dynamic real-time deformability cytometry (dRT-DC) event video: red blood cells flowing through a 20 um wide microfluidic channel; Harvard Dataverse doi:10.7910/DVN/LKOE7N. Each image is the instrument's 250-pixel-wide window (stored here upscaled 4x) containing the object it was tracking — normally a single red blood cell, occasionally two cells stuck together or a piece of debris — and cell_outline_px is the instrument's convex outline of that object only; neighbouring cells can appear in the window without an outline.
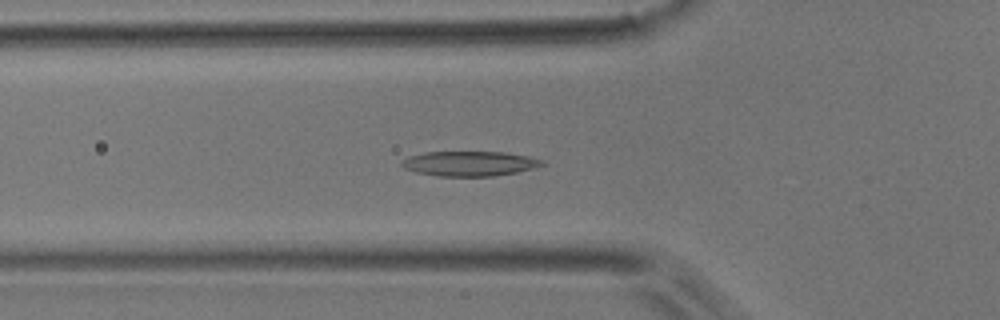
{"species": "common noctule bat (a hibernating species)", "species_latin": "Nyctalus noctula", "temperature_condition": "room temperature", "stored_images_in_passage": 43, "camera_frame_rate_fps": 3000, "um_per_image_px": 0.085, "animal": {"sex": "male", "body_mass_g": 17.9}, "frame": {"image": 1, "passage_image": 9, "time_ms": 2.667, "image_size_px": [1000, 320], "cell_outline_px": [[548, 164], [516, 172], [492, 176], [436, 176], [416, 172], [404, 168], [400, 164], [408, 156], [424, 152], [504, 152], [528, 156], [544, 160]], "centroid_in_image_um": [39.92, 13.9], "position_along_channel_um": 85.9, "area_um2": 20.35}}
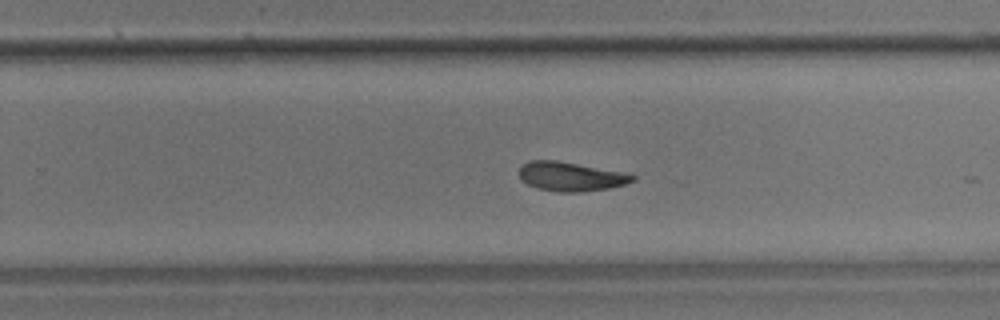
{"frame": {"image": 2, "passage_image": 24, "time_ms": 7.667, "image_size_px": [1000, 320], "cell_outline_px": [[636, 180], [624, 184], [608, 188], [580, 192], [560, 192], [536, 188], [520, 180], [520, 168], [528, 160], [556, 160], [620, 172], [636, 176]], "centroid_in_image_um": [48.47, 15.01], "position_along_channel_um": 281.3, "area_um2": 18.96}}
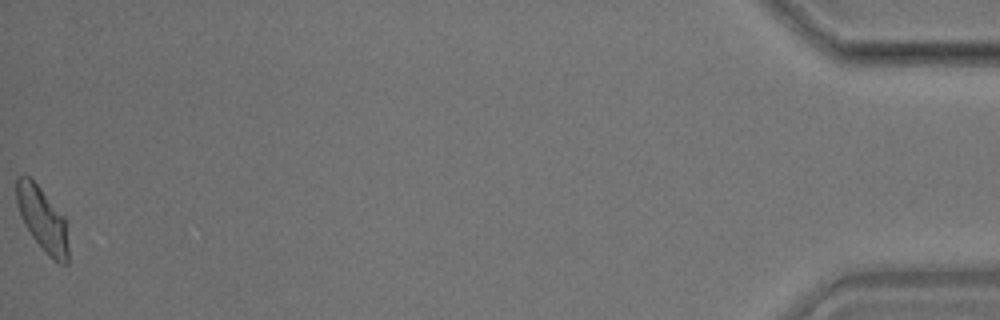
{"frame": {"image": 3, "passage_image": 43, "time_ms": 14.0, "image_size_px": [1000, 320], "cell_outline_px": [[68, 264], [60, 264], [48, 256], [44, 252], [32, 236], [24, 224], [20, 216], [16, 204], [16, 176], [28, 176], [40, 188], [64, 216], [68, 248]], "centroid_in_image_um": [3.59, 18.65], "position_along_channel_um": 431.6, "area_um2": 19.25}, "authors_computed_cell_mechanics": {"area_um2": 19.5942, "velocity_mm_per_s": 3.9027, "shape_relaxation_time_tau1_ms": 7.5345, "shape_relaxation_time_tau2_ms": 7.9805, "deformation_change_tau1": 0.1774, "deformation_change_tau2": 0.1759}}